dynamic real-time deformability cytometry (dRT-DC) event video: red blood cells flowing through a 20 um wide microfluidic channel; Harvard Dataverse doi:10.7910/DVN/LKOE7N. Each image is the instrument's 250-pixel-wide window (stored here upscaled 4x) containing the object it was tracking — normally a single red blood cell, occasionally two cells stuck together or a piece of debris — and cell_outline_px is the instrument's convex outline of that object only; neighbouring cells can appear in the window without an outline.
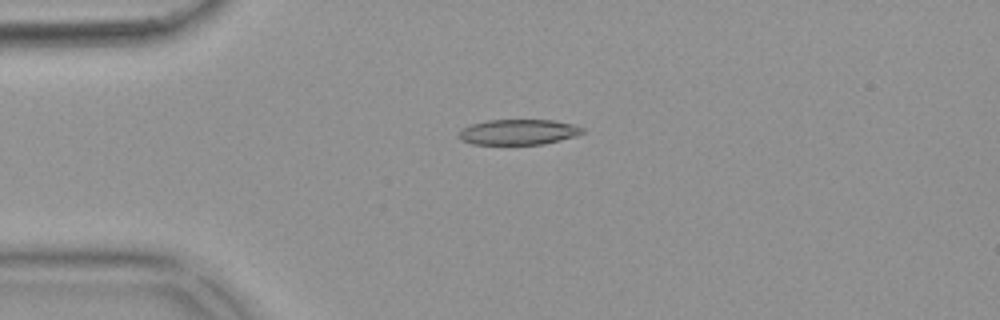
{"species": "common noctule bat (a hibernating species)", "species_latin": "Nyctalus noctula", "temperature_condition": "warm", "stored_images_in_passage": 44, "camera_frame_rate_fps": 3000, "um_per_image_px": 0.085, "animal": {"sex": "female", "body_mass_g": 18.4}, "frame": {"image": 1, "passage_image": 2, "time_ms": 0.333, "image_size_px": [1000, 320], "cell_outline_px": [[584, 132], [576, 136], [544, 144], [472, 144], [464, 140], [460, 136], [460, 132], [464, 128], [472, 124], [488, 120], [552, 120], [572, 124], [584, 128]], "centroid_in_image_um": [44.12, 11.22], "position_along_channel_um": 40.9, "area_um2": 18.03}}
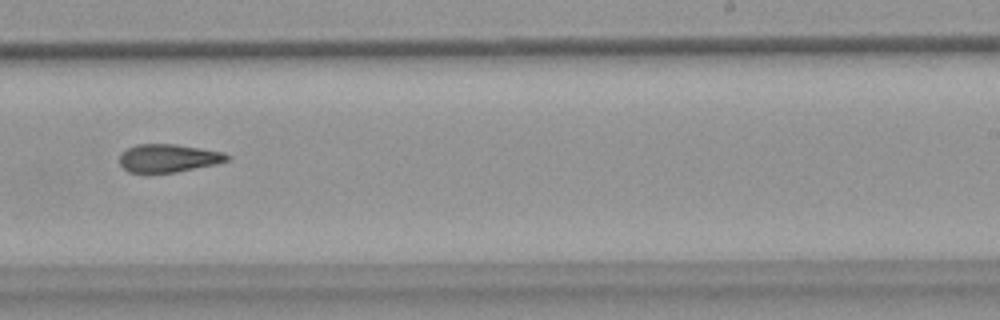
{"frame": {"image": 2, "passage_image": 23, "time_ms": 7.333, "image_size_px": [1000, 320], "cell_outline_px": [[232, 156], [228, 160], [216, 164], [176, 172], [128, 172], [120, 164], [120, 156], [128, 148], [136, 144], [176, 144], [224, 152]], "centroid_in_image_um": [14.35, 13.43], "position_along_channel_um": 274.7, "area_um2": 17.46}}
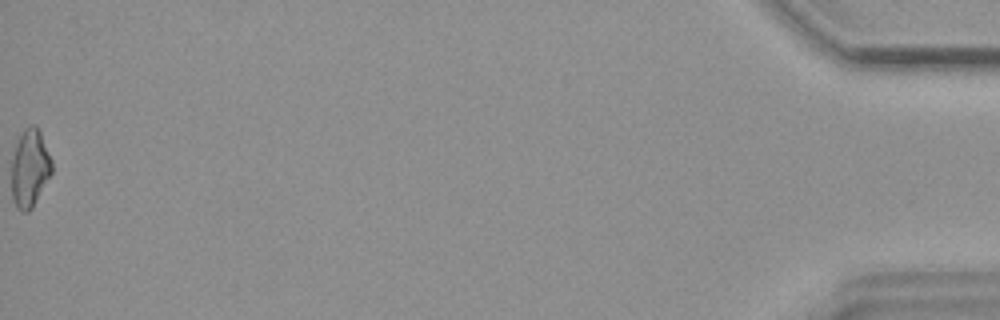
{"frame": {"image": 3, "passage_image": 44, "time_ms": 14.333, "image_size_px": [1000, 320], "cell_outline_px": [[52, 172], [32, 208], [28, 212], [20, 212], [16, 208], [12, 200], [12, 156], [16, 140], [24, 128], [32, 124], [36, 124], [40, 132], [52, 160]], "centroid_in_image_um": [2.52, 14.29], "position_along_channel_um": 432.7, "area_um2": 18.5}}